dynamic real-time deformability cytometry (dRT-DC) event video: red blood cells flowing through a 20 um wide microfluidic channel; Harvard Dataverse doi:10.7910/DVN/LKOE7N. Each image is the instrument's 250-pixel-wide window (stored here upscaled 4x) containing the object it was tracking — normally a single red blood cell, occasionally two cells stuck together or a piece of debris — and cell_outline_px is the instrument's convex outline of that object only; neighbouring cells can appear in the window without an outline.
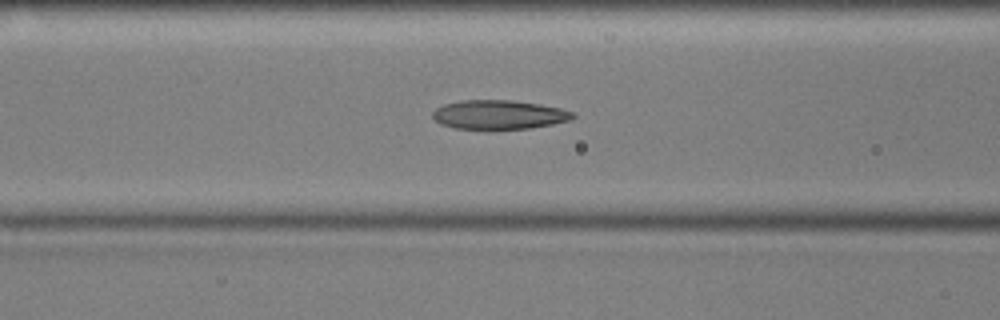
{"species": "common noctule bat (a hibernating species)", "species_latin": "Nyctalus noctula", "temperature_condition": "cold", "stored_images_in_passage": 55, "camera_frame_rate_fps": 3000, "um_per_image_px": 0.085, "animal": {"sex": "male", "body_mass_g": 17.9, "forearm_length_mm": 54.2}, "frame": {"image": 1, "passage_image": 21, "time_ms": 6.667, "image_size_px": [1000, 320], "cell_outline_px": [[576, 116], [568, 120], [552, 124], [528, 128], [456, 128], [440, 124], [432, 116], [432, 112], [436, 108], [444, 104], [460, 100], [512, 100], [540, 104], [560, 108], [572, 112]], "centroid_in_image_um": [42.38, 9.73], "position_along_channel_um": 124.2, "area_um2": 23.41}}
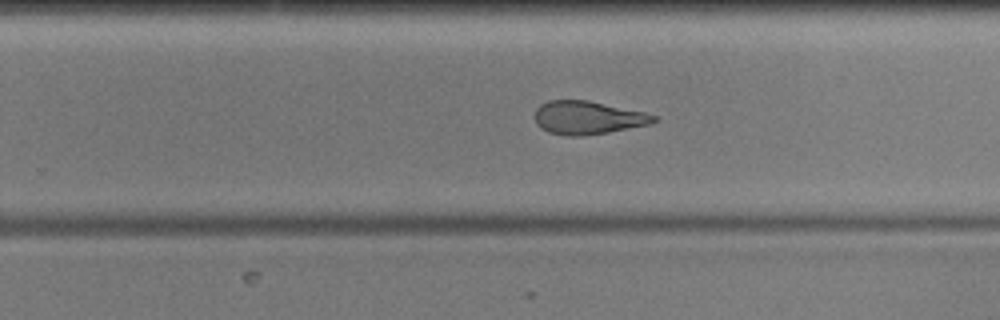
{"frame": {"image": 2, "passage_image": 34, "time_ms": 11.0, "image_size_px": [1000, 320], "cell_outline_px": [[656, 120], [648, 124], [608, 132], [584, 136], [564, 136], [548, 132], [536, 124], [536, 108], [540, 104], [548, 100], [588, 100], [644, 112], [656, 116]], "centroid_in_image_um": [49.91, 10.0], "position_along_channel_um": 279.9, "area_um2": 22.89}}
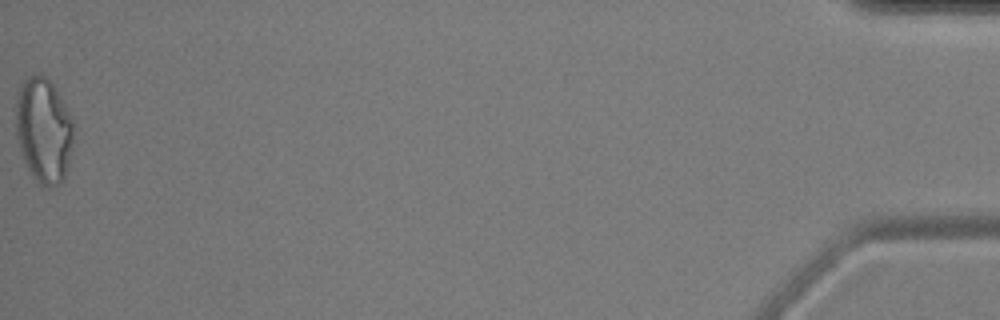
{"frame": {"image": 3, "passage_image": 55, "time_ms": 18.0, "image_size_px": [1000, 320], "cell_outline_px": [[72, 144], [68, 164], [64, 180], [60, 184], [48, 188], [40, 184], [32, 176], [24, 160], [16, 136], [16, 92], [20, 84], [24, 80], [32, 76], [44, 76], [52, 84], [60, 96], [72, 120]], "centroid_in_image_um": [3.69, 11.1], "position_along_channel_um": 431.5, "area_um2": 35.03}, "authors_computed_cell_mechanics": {"area_um2": 24.276, "velocity_mm_per_s": 3.5914, "shape_relaxation_time_tau1_ms": 8.6781, "shape_relaxation_time_tau2_ms": 3.5975, "deformation_change_tau1": 0.2121, "deformation_change_tau2": 0.1323}}